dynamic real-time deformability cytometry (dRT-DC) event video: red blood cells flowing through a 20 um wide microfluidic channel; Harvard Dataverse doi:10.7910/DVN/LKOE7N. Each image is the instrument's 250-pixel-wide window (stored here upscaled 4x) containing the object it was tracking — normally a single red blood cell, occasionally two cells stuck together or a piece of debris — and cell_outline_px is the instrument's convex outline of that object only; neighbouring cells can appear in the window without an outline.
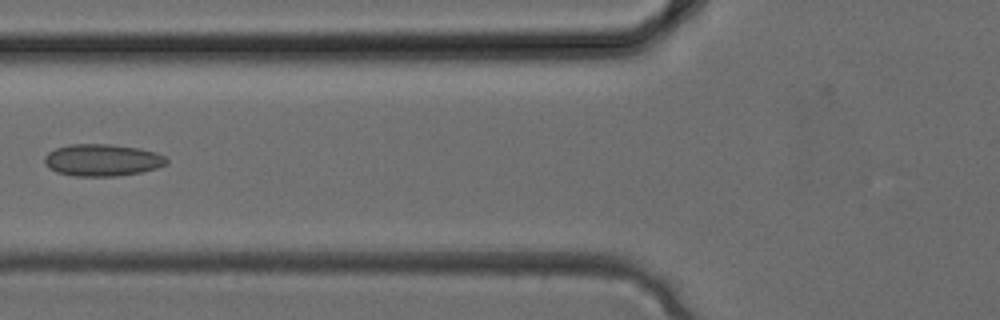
{"species": "common noctule bat (a hibernating species)", "species_latin": "Nyctalus noctula", "temperature_condition": "cold", "stored_images_in_passage": 3, "camera_frame_rate_fps": 3000, "um_per_image_px": 0.085, "animal": {"sex": "female", "body_mass_g": 24.6, "forearm_length_mm": 56.2}, "frame": {"image": 1, "passage_image": 3, "time_ms": 0.667, "image_size_px": [1000, 320], "cell_outline_px": [[168, 164], [156, 168], [140, 172], [116, 176], [72, 176], [56, 172], [48, 168], [44, 164], [44, 156], [48, 152], [56, 148], [68, 144], [108, 144], [140, 148], [156, 152], [164, 156], [168, 160]], "centroid_in_image_um": [8.67, 13.6], "position_along_channel_um": 117.1, "area_um2": 22.95}}